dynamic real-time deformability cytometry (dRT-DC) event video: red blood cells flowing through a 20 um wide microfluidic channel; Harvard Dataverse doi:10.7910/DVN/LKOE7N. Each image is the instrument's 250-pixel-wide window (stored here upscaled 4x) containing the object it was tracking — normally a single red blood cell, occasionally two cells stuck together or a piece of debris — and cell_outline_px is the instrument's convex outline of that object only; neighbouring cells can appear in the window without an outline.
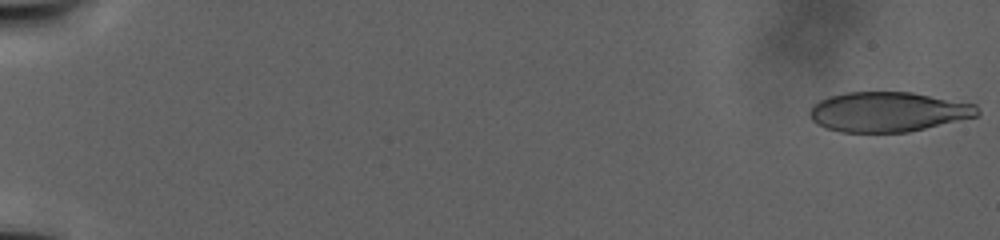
{"species": "human", "species_latin": "Homo sapiens", "temperature_condition": "warm", "stored_images_in_passage": 129, "camera_frame_rate_fps": 3000, "um_per_image_px": 0.085, "donor": {"sex": "male"}, "frame": {"image": 1, "passage_image": 1, "time_ms": 0.0, "image_size_px": [1000, 240], "cell_outline_px": [[980, 112], [976, 116], [908, 132], [840, 132], [816, 124], [808, 116], [808, 112], [820, 100], [828, 96], [844, 92], [912, 92], [976, 104], [980, 108]], "centroid_in_image_um": [75.47, 9.5], "position_along_channel_um": 9.5, "area_um2": 38.9}}
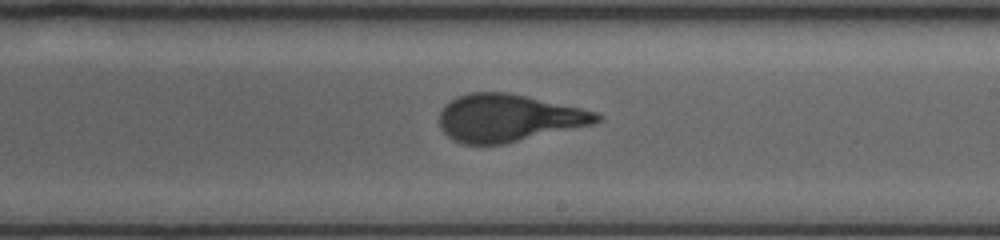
{"frame": {"image": 2, "passage_image": 61, "time_ms": 25.0, "image_size_px": [1000, 240], "cell_outline_px": [[604, 116], [596, 124], [504, 144], [464, 144], [452, 140], [440, 128], [440, 112], [444, 104], [456, 96], [468, 92], [508, 92], [528, 96], [600, 112]], "centroid_in_image_um": [43.25, 10.02], "position_along_channel_um": 245.8, "area_um2": 44.04}}
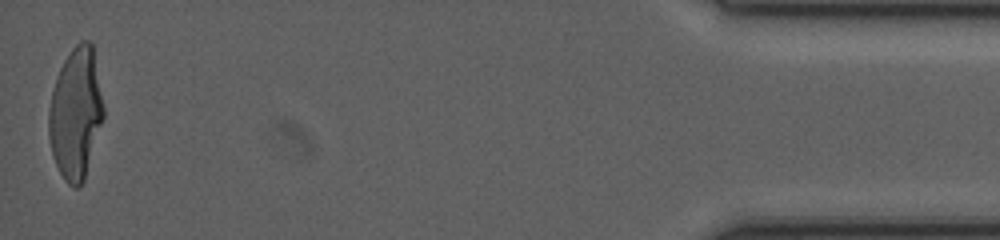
{"frame": {"image": 3, "passage_image": 128, "time_ms": 39.667, "image_size_px": [1000, 240], "cell_outline_px": [[104, 116], [84, 180], [80, 188], [72, 188], [64, 180], [52, 156], [48, 136], [48, 112], [52, 92], [56, 76], [64, 60], [72, 48], [80, 40], [88, 40], [92, 44], [104, 108]], "centroid_in_image_um": [6.42, 9.67], "position_along_channel_um": 428.8, "area_um2": 41.91}}